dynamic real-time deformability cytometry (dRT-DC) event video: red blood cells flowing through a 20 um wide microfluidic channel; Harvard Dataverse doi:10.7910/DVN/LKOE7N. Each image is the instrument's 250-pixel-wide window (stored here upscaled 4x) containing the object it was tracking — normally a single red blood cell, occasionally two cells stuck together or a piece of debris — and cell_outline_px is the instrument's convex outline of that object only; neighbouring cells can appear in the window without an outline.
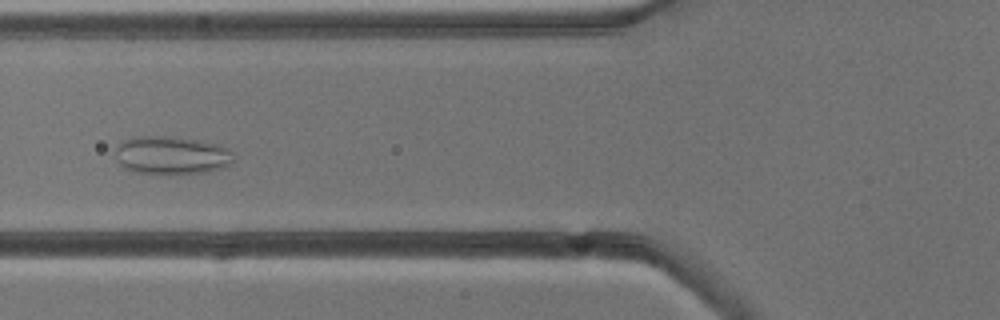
{"species": "common noctule bat (a hibernating species)", "species_latin": "Nyctalus noctula", "temperature_condition": "cold", "stored_images_in_passage": 6, "camera_frame_rate_fps": 3000, "um_per_image_px": 0.085, "animal": {"sex": "male", "body_mass_g": 13.3}, "frame": {"image": 1, "passage_image": 6, "time_ms": 5.667, "image_size_px": [1000, 320], "cell_outline_px": [[232, 160], [224, 168], [204, 172], [132, 172], [124, 168], [120, 164], [116, 152], [116, 148], [124, 140], [132, 136], [164, 136], [196, 140], [216, 144], [228, 148], [232, 152]], "centroid_in_image_um": [14.56, 13.17], "position_along_channel_um": 111.2, "area_um2": 25.55}}